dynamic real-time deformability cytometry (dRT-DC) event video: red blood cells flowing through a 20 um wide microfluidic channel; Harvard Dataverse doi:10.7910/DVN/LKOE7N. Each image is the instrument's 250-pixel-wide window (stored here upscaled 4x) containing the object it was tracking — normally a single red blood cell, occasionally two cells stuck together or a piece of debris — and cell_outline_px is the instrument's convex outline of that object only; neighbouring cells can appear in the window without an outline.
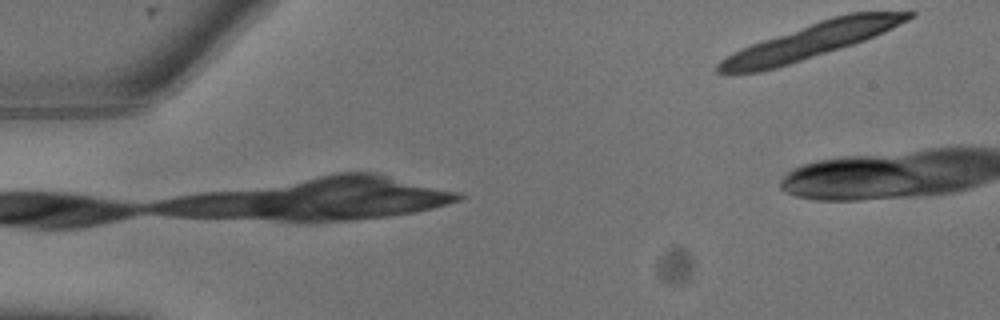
{"species": "common noctule bat (a hibernating species)", "species_latin": "Nyctalus noctula", "temperature_condition": "warm", "stored_images_in_passage": 5, "camera_frame_rate_fps": 3000, "um_per_image_px": 0.085, "animal": {"sex": "male", "body_mass_g": 13.3}, "frame": {"image": 1, "passage_image": 1, "time_ms": 0.0, "image_size_px": [1000, 320], "cell_outline_px": [[916, 16], [892, 28], [864, 40], [852, 44], [776, 68], [760, 72], [728, 76], [724, 76], [716, 72], [716, 64], [720, 60], [732, 52], [740, 48], [820, 20], [832, 16], [848, 12], [916, 12]], "centroid_in_image_um": [68.8, 3.52], "position_along_channel_um": 16.2, "area_um2": 38.49}}